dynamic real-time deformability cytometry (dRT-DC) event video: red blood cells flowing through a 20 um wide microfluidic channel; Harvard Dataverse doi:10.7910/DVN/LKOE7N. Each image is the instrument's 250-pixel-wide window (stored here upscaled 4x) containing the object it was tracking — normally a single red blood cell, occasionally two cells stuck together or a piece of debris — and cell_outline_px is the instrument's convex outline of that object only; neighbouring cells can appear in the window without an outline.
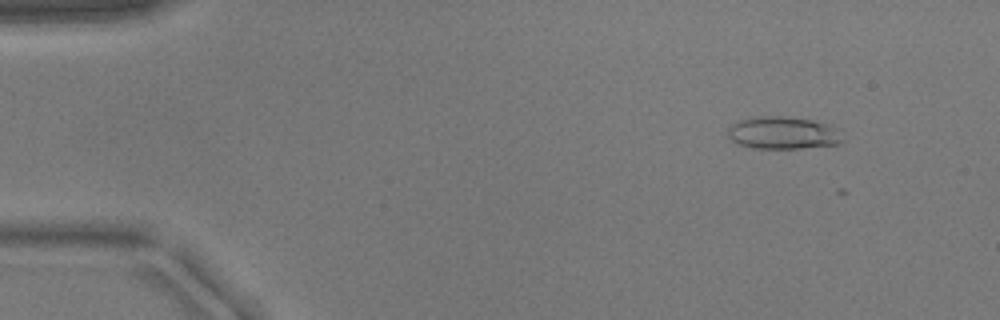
{"species": "common noctule bat (a hibernating species)", "species_latin": "Nyctalus noctula", "temperature_condition": "warm", "stored_images_in_passage": 7, "camera_frame_rate_fps": 3000, "um_per_image_px": 0.085, "animal": {"sex": "male", "body_mass_g": 17.9}, "frame": {"image": 1, "passage_image": 6, "time_ms": 1.667, "image_size_px": [1000, 320], "cell_outline_px": [[844, 140], [836, 144], [800, 148], [752, 148], [736, 144], [728, 136], [728, 128], [732, 124], [740, 120], [756, 116], [780, 116], [812, 120], [832, 124], [836, 128]], "centroid_in_image_um": [66.54, 11.29], "position_along_channel_um": 18.5, "area_um2": 21.73}}